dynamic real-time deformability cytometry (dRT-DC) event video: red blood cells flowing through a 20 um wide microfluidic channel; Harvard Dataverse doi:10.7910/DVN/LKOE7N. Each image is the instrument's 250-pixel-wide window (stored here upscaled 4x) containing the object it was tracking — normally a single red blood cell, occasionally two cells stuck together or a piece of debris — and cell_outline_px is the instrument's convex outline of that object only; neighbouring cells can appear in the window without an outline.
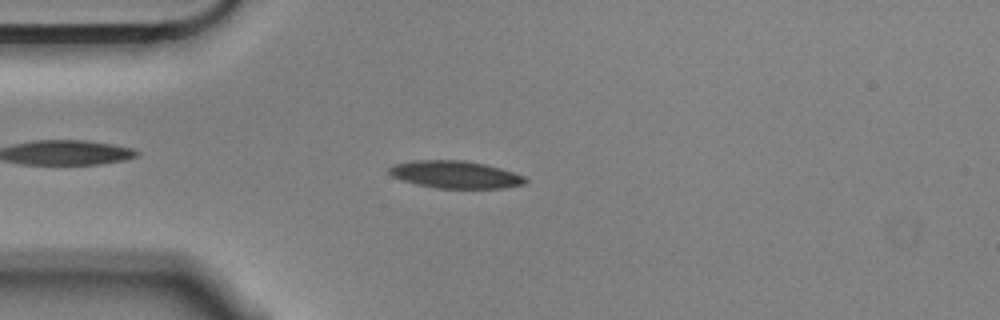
{"species": "Egyptian fruit bat (a non-hibernating species)", "species_latin": "Rousettus aegyptiacus", "temperature_condition": "cold", "stored_images_in_passage": 55, "camera_frame_rate_fps": 3000, "um_per_image_px": 0.085, "animal": {"sex": "male"}, "frame": {"image": 1, "passage_image": 13, "time_ms": 4.0, "image_size_px": [1000, 320], "cell_outline_px": [[528, 180], [524, 184], [504, 188], [436, 188], [416, 184], [392, 176], [388, 172], [388, 168], [392, 164], [412, 160], [464, 160], [484, 164], [500, 168], [524, 176]], "centroid_in_image_um": [38.68, 14.83], "position_along_channel_um": 46.3, "area_um2": 21.73}}
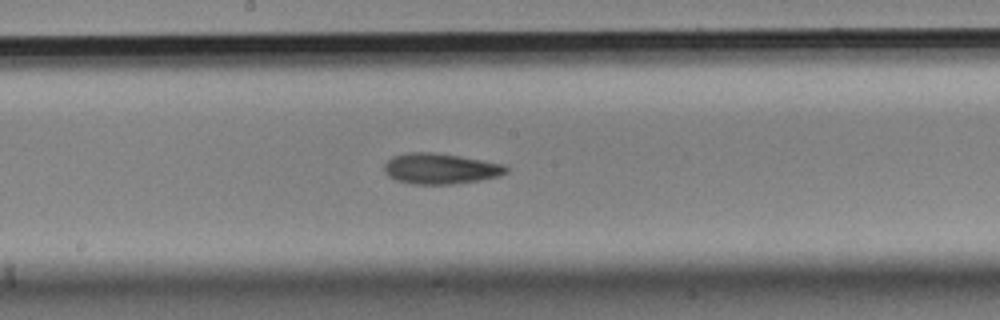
{"frame": {"image": 2, "passage_image": 28, "time_ms": 9.0, "image_size_px": [1000, 320], "cell_outline_px": [[508, 172], [500, 176], [480, 180], [452, 184], [412, 184], [396, 180], [388, 176], [384, 172], [384, 164], [392, 156], [408, 152], [432, 152], [460, 156], [504, 164], [508, 168]], "centroid_in_image_um": [37.43, 14.33], "position_along_channel_um": 210.8, "area_um2": 21.91}}
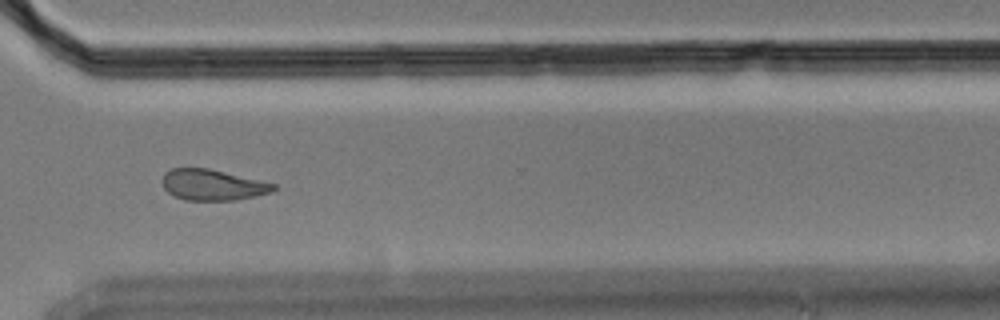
{"frame": {"image": 3, "passage_image": 40, "time_ms": 13.0, "image_size_px": [1000, 320], "cell_outline_px": [[280, 188], [272, 192], [236, 200], [184, 200], [168, 192], [164, 188], [160, 180], [164, 172], [172, 168], [208, 168], [276, 184]], "centroid_in_image_um": [18.06, 15.71], "position_along_channel_um": 352.5, "area_um2": 20.11}, "authors_computed_cell_mechanics": {"area_um2": 21.2126, "velocity_mm_per_s": 3.5495, "shape_relaxation_time_tau1_ms": 3.8877, "shape_relaxation_time_tau2_ms": 5.3513, "deformation_change_tau1": 0.1349, "deformation_change_tau2": 0.1394}}